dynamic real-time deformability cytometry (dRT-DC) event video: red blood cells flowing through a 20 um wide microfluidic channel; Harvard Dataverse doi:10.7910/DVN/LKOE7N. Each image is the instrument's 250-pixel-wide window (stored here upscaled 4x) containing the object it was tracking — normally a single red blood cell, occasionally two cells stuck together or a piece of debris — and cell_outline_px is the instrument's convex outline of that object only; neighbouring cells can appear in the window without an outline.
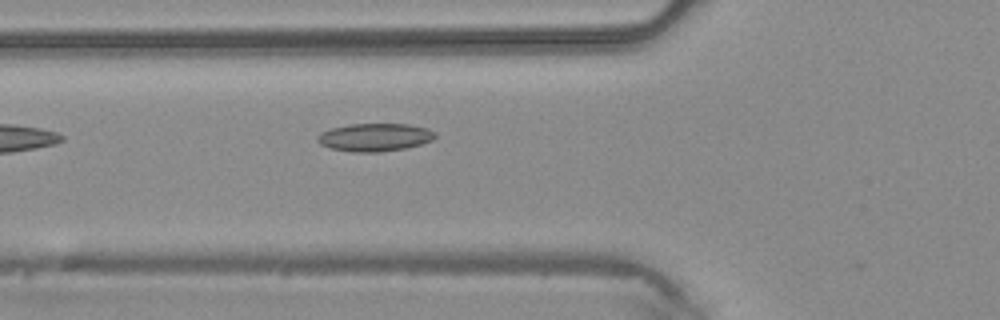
{"species": "common noctule bat (a hibernating species)", "species_latin": "Nyctalus noctula", "temperature_condition": "warm", "stored_images_in_passage": 4, "camera_frame_rate_fps": 3000, "um_per_image_px": 0.085, "animal": {"sex": "male", "body_mass_g": 20.4}, "frame": {"image": 1, "passage_image": 3, "time_ms": 0.667, "image_size_px": [1000, 320], "cell_outline_px": [[436, 136], [432, 140], [420, 144], [404, 148], [380, 152], [352, 152], [328, 148], [320, 144], [316, 140], [316, 136], [320, 132], [332, 128], [348, 124], [408, 124], [428, 128], [436, 132]], "centroid_in_image_um": [31.82, 11.67], "position_along_channel_um": 94.0, "area_um2": 19.31}}